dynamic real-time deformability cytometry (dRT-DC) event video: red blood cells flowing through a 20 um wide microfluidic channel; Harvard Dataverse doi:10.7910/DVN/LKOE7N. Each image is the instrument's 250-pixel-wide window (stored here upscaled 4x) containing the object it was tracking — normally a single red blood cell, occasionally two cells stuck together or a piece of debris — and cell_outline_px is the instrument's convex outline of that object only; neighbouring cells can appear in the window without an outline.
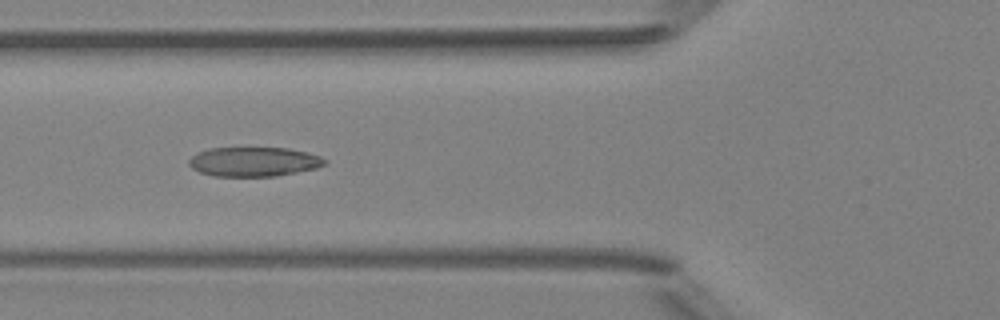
{"species": "Egyptian fruit bat (a non-hibernating species)", "species_latin": "Rousettus aegyptiacus", "temperature_condition": "room temperature", "stored_images_in_passage": 6, "camera_frame_rate_fps": 3000, "um_per_image_px": 0.085, "animal": {"sex": "female"}, "frame": {"image": 1, "passage_image": 4, "time_ms": 3.333, "image_size_px": [1000, 320], "cell_outline_px": [[328, 164], [316, 168], [276, 176], [212, 176], [200, 172], [192, 168], [188, 164], [188, 160], [192, 156], [208, 148], [288, 148], [308, 152], [320, 156], [328, 160]], "centroid_in_image_um": [21.6, 13.74], "position_along_channel_um": 104.2, "area_um2": 23.35}}
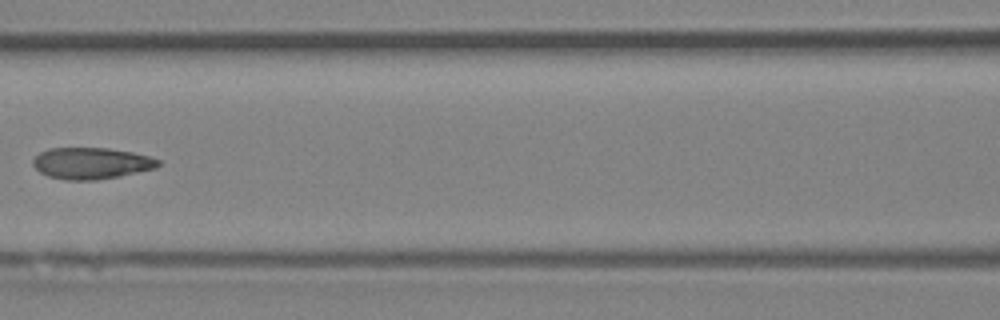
{"frame": {"image": 2, "passage_image": 5, "time_ms": 4.667, "image_size_px": [1000, 320], "cell_outline_px": [[160, 164], [156, 168], [120, 176], [96, 180], [64, 180], [48, 176], [40, 172], [32, 164], [32, 160], [40, 152], [48, 148], [108, 148], [132, 152], [148, 156], [160, 160]], "centroid_in_image_um": [7.75, 13.88], "position_along_channel_um": 158.9, "area_um2": 23.0}}
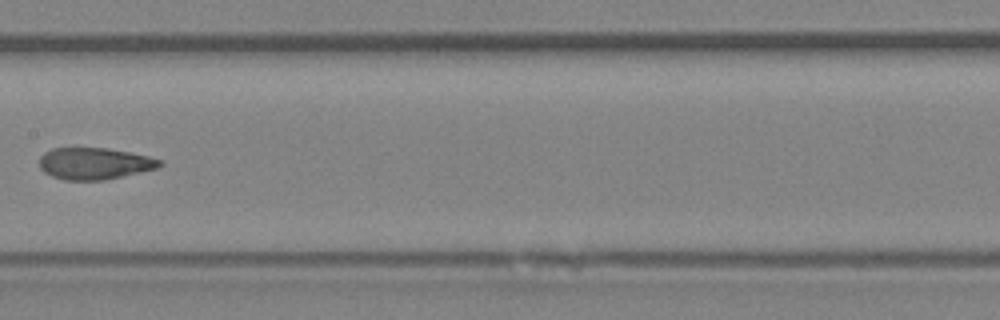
{"frame": {"image": 3, "passage_image": 6, "time_ms": 5.667, "image_size_px": [1000, 320], "cell_outline_px": [[164, 164], [156, 168], [104, 180], [64, 180], [52, 176], [44, 172], [40, 168], [40, 156], [44, 152], [52, 148], [108, 148], [148, 156], [164, 160]], "centroid_in_image_um": [8.02, 13.89], "position_along_channel_um": 199.4, "area_um2": 22.2}}